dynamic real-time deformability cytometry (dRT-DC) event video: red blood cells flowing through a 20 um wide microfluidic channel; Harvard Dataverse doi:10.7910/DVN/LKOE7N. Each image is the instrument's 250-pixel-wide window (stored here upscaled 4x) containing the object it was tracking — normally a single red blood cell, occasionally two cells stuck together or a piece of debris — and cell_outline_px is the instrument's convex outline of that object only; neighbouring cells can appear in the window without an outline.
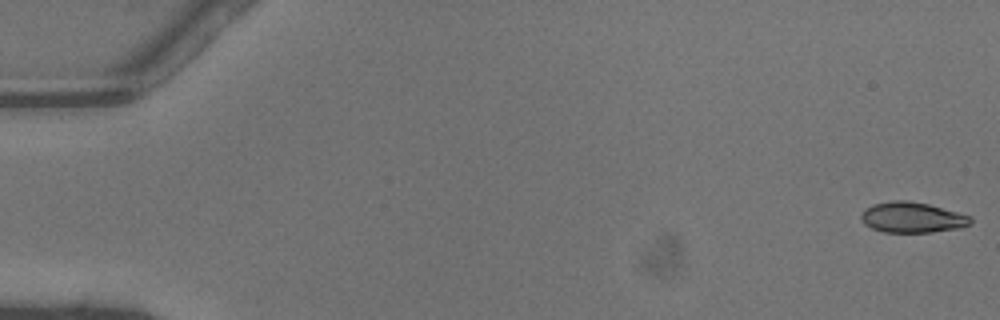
{"species": "common noctule bat (a hibernating species)", "species_latin": "Nyctalus noctula", "temperature_condition": "warm", "stored_images_in_passage": 47, "camera_frame_rate_fps": 3000, "um_per_image_px": 0.085, "animal": {"sex": "male", "body_mass_g": 13.3}, "frame": {"image": 1, "passage_image": 1, "time_ms": 0.0, "image_size_px": [1000, 320], "cell_outline_px": [[972, 224], [960, 228], [932, 232], [884, 232], [872, 228], [864, 224], [860, 216], [864, 208], [872, 204], [892, 200], [908, 200], [928, 204], [972, 216]], "centroid_in_image_um": [77.54, 18.47], "position_along_channel_um": 7.5, "area_um2": 19.65}}
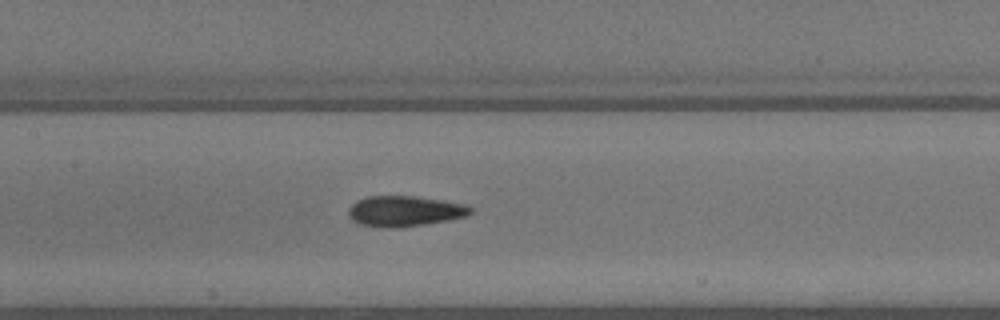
{"frame": {"image": 2, "passage_image": 23, "time_ms": 7.333, "image_size_px": [1000, 320], "cell_outline_px": [[472, 212], [468, 216], [448, 220], [400, 228], [380, 228], [360, 224], [352, 220], [348, 216], [348, 208], [356, 200], [364, 196], [412, 196], [440, 200], [464, 204], [472, 208]], "centroid_in_image_um": [34.34, 17.95], "position_along_channel_um": 173.1, "area_um2": 21.91}}
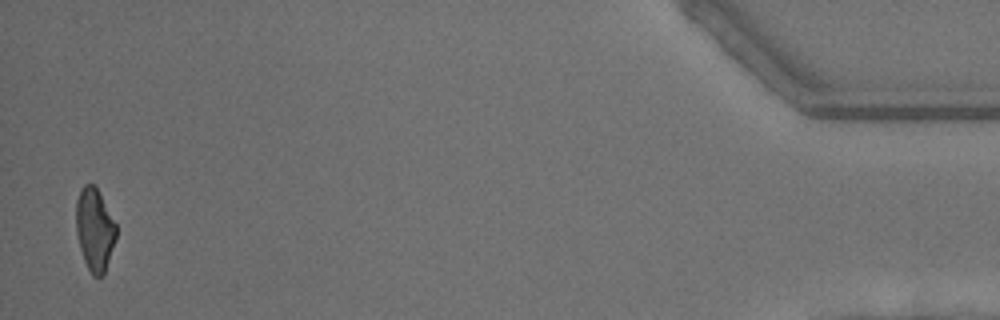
{"frame": {"image": 3, "passage_image": 46, "time_ms": 15.0, "image_size_px": [1000, 320], "cell_outline_px": [[116, 240], [104, 276], [92, 276], [84, 260], [80, 248], [76, 232], [76, 200], [80, 188], [84, 184], [96, 184], [116, 224]], "centroid_in_image_um": [8.05, 19.49], "position_along_channel_um": 427.1, "area_um2": 19.65}, "authors_computed_cell_mechanics": {"area_um2": 20.519, "velocity_mm_per_s": 4.5157, "shape_relaxation_time_tau1_ms": 4.8075, "shape_relaxation_time_tau2_ms": 1.4491, "deformation_change_tau1": 0.1683, "deformation_change_tau2": 0.0713}}